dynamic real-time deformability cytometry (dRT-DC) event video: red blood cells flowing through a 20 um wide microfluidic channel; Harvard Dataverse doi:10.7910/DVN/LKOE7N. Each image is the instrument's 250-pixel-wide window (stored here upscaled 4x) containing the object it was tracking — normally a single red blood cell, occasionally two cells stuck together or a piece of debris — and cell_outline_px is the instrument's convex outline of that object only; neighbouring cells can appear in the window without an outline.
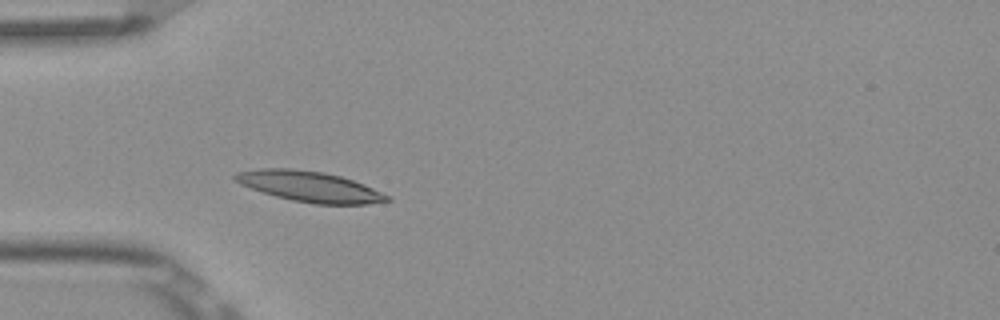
{"species": "Egyptian fruit bat (a non-hibernating species)", "species_latin": "Rousettus aegyptiacus", "temperature_condition": "room temperature", "stored_images_in_passage": 4, "camera_frame_rate_fps": 3000, "um_per_image_px": 0.085, "frame": {"image": 1, "passage_image": 4, "time_ms": 1.0, "image_size_px": [1000, 320], "cell_outline_px": [[392, 200], [368, 204], [316, 204], [292, 200], [276, 196], [240, 184], [232, 176], [236, 172], [260, 168], [288, 168], [324, 172], [340, 176], [364, 184], [388, 196]], "centroid_in_image_um": [26.3, 15.85], "position_along_channel_um": 58.7, "area_um2": 26.7}}